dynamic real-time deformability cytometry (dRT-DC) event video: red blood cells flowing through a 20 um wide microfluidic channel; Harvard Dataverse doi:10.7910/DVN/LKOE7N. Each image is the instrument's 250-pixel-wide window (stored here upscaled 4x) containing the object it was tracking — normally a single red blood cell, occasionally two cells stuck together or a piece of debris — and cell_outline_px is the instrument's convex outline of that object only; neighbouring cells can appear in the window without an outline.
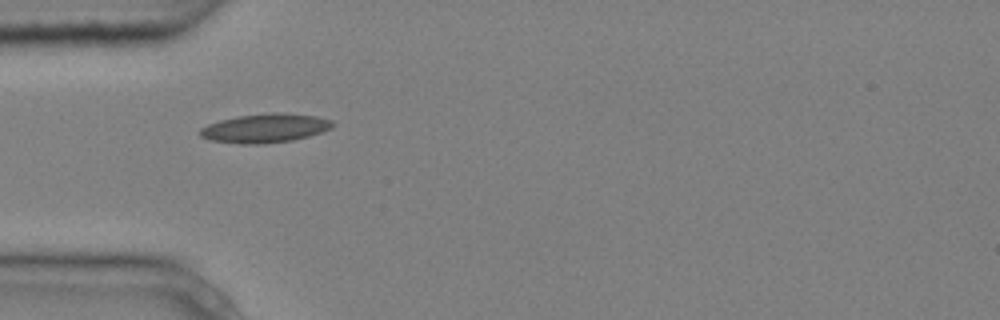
{"species": "common noctule bat (a hibernating species)", "species_latin": "Nyctalus noctula", "temperature_condition": "cold", "stored_images_in_passage": 3, "camera_frame_rate_fps": 3000, "um_per_image_px": 0.085, "animal": {"sex": "male", "body_mass_g": 20.4}, "frame": {"image": 1, "passage_image": 1, "time_ms": 0.0, "image_size_px": [1000, 320], "cell_outline_px": [[332, 128], [308, 136], [292, 140], [256, 144], [240, 144], [208, 140], [200, 136], [200, 128], [208, 124], [220, 120], [236, 116], [272, 112], [280, 112], [316, 116], [332, 120]], "centroid_in_image_um": [22.49, 10.89], "position_along_channel_um": 62.5, "area_um2": 22.31}}
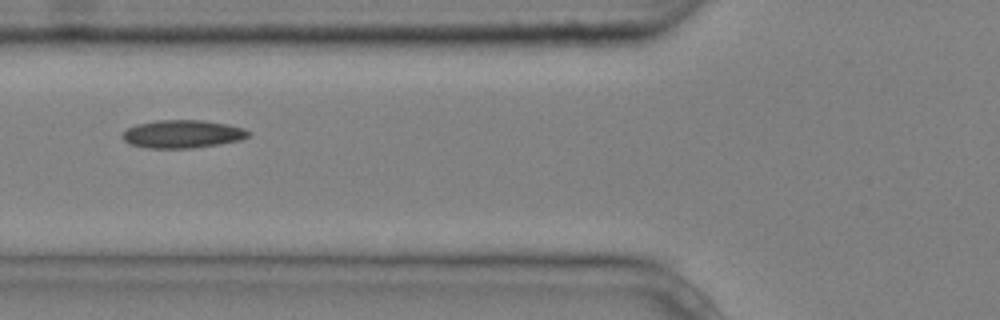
{"frame": {"image": 2, "passage_image": 2, "time_ms": 0.333, "image_size_px": [1000, 320], "cell_outline_px": [[252, 132], [248, 136], [240, 140], [220, 144], [192, 148], [148, 148], [128, 144], [120, 136], [128, 128], [136, 124], [156, 120], [204, 120], [244, 128]], "centroid_in_image_um": [15.49, 11.39], "position_along_channel_um": 110.3, "area_um2": 20.63}}